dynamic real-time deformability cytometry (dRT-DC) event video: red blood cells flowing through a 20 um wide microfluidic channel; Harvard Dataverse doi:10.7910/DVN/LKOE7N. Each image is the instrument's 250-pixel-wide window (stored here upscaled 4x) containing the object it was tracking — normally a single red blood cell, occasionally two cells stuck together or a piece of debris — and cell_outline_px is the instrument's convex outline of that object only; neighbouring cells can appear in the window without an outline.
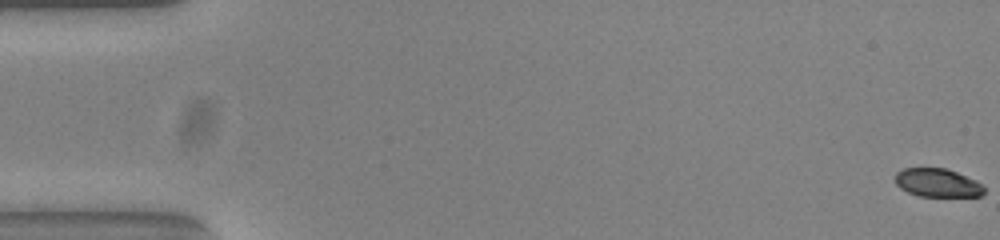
{"species": "common noctule bat (a hibernating species)", "species_latin": "Nyctalus noctula", "temperature_condition": "warm", "stored_images_in_passage": 55, "camera_frame_rate_fps": 3000, "um_per_image_px": 0.085, "animal": {"sex": "female", "body_mass_g": 23.0, "forearm_length_mm": 53.4}, "frame": {"image": 1, "passage_image": 1, "time_ms": 0.0, "image_size_px": [1000, 240], "cell_outline_px": [[984, 192], [980, 196], [920, 196], [908, 192], [900, 188], [896, 184], [896, 172], [904, 168], [944, 168], [956, 172], [976, 180], [984, 188]], "centroid_in_image_um": [79.67, 15.53], "position_along_channel_um": 5.3, "area_um2": 14.57}}
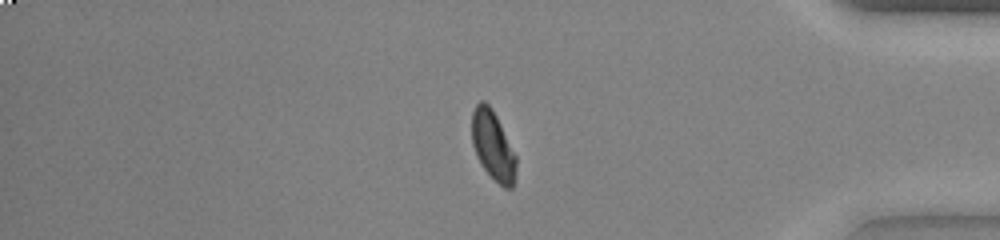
{"frame": {"image": 2, "passage_image": 46, "time_ms": 15.0, "image_size_px": [1000, 240], "cell_outline_px": [[516, 176], [512, 188], [504, 188], [480, 164], [476, 156], [472, 144], [472, 112], [476, 104], [480, 100], [484, 100], [492, 108], [516, 156]], "centroid_in_image_um": [41.89, 12.37], "position_along_channel_um": 393.3, "area_um2": 17.74}}
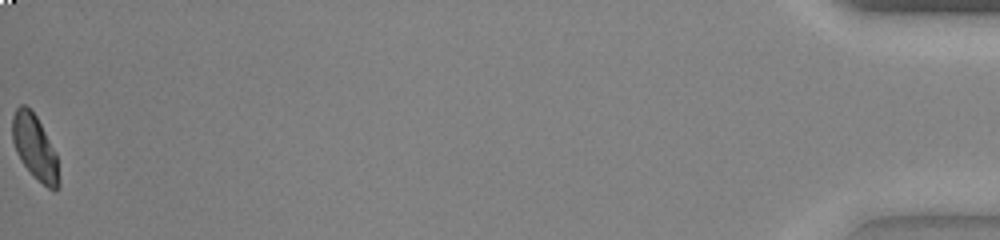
{"frame": {"image": 3, "passage_image": 55, "time_ms": 18.0, "image_size_px": [1000, 240], "cell_outline_px": [[60, 188], [48, 188], [20, 160], [16, 152], [12, 140], [12, 116], [16, 108], [20, 104], [24, 104], [36, 116], [56, 152], [60, 180]], "centroid_in_image_um": [2.96, 12.49], "position_along_channel_um": 432.2, "area_um2": 17.22}, "authors_computed_cell_mechanics": {"area_um2": 17.7446, "velocity_mm_per_s": 3.8383, "shape_relaxation_time_tau1_ms": 4.1691, "shape_relaxation_time_tau2_ms": null, "deformation_change_tau1": 0.1436, "deformation_change_tau2": null}}